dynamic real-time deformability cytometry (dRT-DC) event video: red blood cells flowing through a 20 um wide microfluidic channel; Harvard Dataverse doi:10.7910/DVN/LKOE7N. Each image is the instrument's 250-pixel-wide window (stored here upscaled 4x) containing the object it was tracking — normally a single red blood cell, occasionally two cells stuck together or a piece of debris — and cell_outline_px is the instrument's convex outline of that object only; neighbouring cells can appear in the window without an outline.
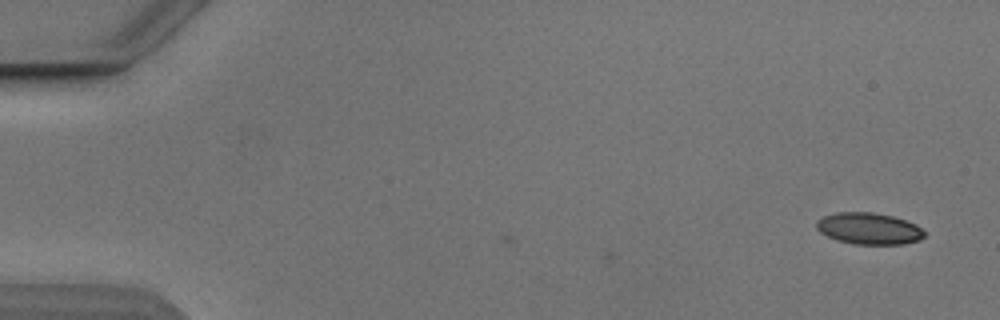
{"species": "Egyptian fruit bat (a non-hibernating species)", "species_latin": "Rousettus aegyptiacus", "temperature_condition": "cold", "stored_images_in_passage": 8, "camera_frame_rate_fps": 3000, "um_per_image_px": 0.085, "animal": {"sex": "male"}, "frame": {"image": 1, "passage_image": 8, "time_ms": 2.333, "image_size_px": [1000, 320], "cell_outline_px": [[924, 236], [920, 240], [904, 244], [852, 244], [836, 240], [820, 232], [816, 228], [816, 220], [824, 216], [836, 212], [872, 212], [892, 216], [916, 224], [924, 232]], "centroid_in_image_um": [73.83, 19.43], "position_along_channel_um": 11.2, "area_um2": 19.88}}